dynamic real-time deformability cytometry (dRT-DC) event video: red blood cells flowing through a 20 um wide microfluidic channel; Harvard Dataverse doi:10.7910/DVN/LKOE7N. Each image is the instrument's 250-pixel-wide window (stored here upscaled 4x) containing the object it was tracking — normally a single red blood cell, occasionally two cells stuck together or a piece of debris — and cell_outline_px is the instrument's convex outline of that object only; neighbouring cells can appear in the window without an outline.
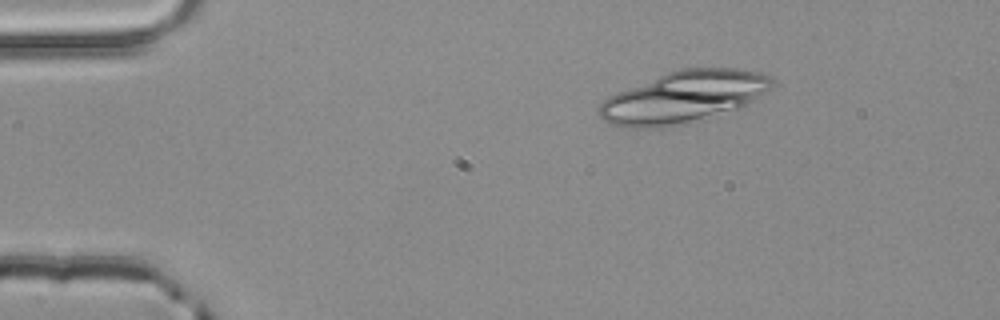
{"species": "common noctule bat (a hibernating species)", "species_latin": "Nyctalus noctula", "temperature_condition": "room temperature", "stored_images_in_passage": 4, "segment_of_instrument_passage": [1, 2], "camera_frame_rate_fps": 3000, "um_per_image_px": 0.085, "animal": {"sex": "male", "body_mass_g": 20.4}, "frame": {"image": 1, "passage_image": 2, "time_ms": 0.333, "image_size_px": [1000, 320], "cell_outline_px": [[772, 84], [760, 96], [748, 104], [736, 108], [684, 124], [664, 128], [632, 128], [608, 124], [600, 116], [600, 104], [608, 96], [668, 72], [680, 68], [740, 68], [756, 72], [768, 76], [772, 80]], "centroid_in_image_um": [58.07, 8.26], "position_along_channel_um": 26.9, "area_um2": 51.33}}